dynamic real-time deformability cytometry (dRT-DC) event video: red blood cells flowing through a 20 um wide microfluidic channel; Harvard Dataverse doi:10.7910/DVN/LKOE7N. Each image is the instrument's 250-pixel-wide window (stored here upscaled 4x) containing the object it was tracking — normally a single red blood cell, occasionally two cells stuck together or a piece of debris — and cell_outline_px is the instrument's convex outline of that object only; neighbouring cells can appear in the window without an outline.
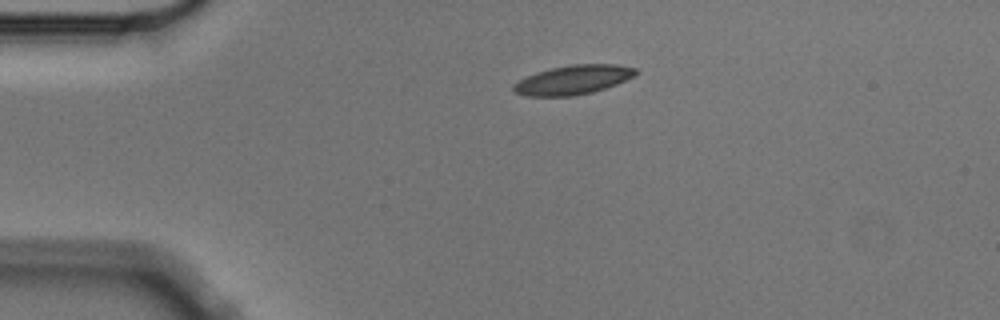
{"species": "Egyptian fruit bat (a non-hibernating species)", "species_latin": "Rousettus aegyptiacus", "temperature_condition": "cold", "stored_images_in_passage": 3, "camera_frame_rate_fps": 3000, "um_per_image_px": 0.085, "animal": {"sex": "male"}, "frame": {"image": 1, "passage_image": 1, "time_ms": 0.0, "image_size_px": [1000, 320], "cell_outline_px": [[640, 72], [616, 84], [592, 92], [572, 96], [528, 96], [516, 92], [512, 88], [520, 80], [536, 72], [552, 68], [572, 64], [616, 64], [636, 68]], "centroid_in_image_um": [48.75, 6.78], "position_along_channel_um": 36.3, "area_um2": 20.46}}
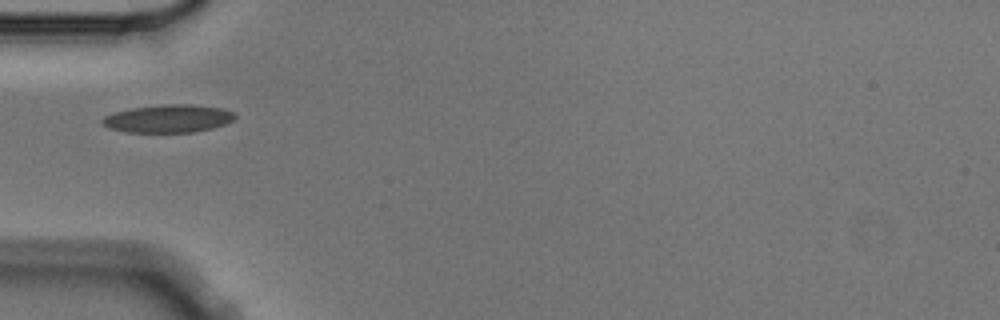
{"frame": {"image": 2, "passage_image": 2, "time_ms": 0.333, "image_size_px": [1000, 320], "cell_outline_px": [[236, 116], [232, 120], [224, 124], [212, 128], [192, 132], [124, 132], [108, 128], [100, 124], [100, 120], [104, 116], [116, 112], [132, 108], [160, 104], [192, 104], [220, 108], [236, 112]], "centroid_in_image_um": [14.26, 10.08], "position_along_channel_um": 70.7, "area_um2": 21.68}}
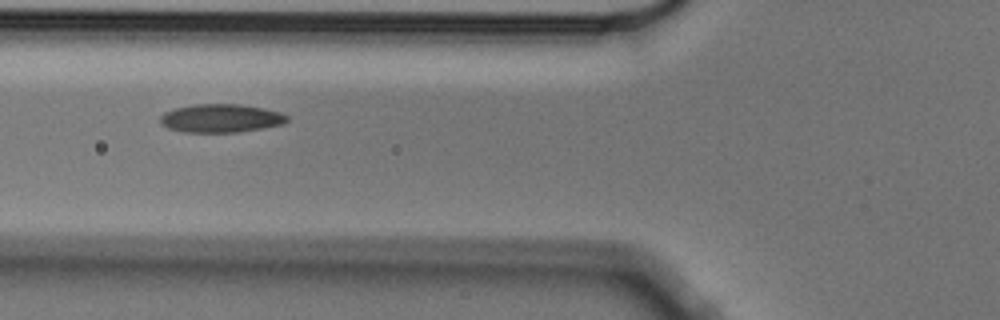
{"frame": {"image": 3, "passage_image": 3, "time_ms": 0.667, "image_size_px": [1000, 320], "cell_outline_px": [[288, 120], [284, 124], [236, 132], [184, 132], [168, 128], [160, 124], [160, 116], [164, 112], [176, 108], [192, 104], [240, 104], [264, 108], [280, 112], [288, 116]], "centroid_in_image_um": [18.76, 10.04], "position_along_channel_um": 107.0, "area_um2": 20.98}}